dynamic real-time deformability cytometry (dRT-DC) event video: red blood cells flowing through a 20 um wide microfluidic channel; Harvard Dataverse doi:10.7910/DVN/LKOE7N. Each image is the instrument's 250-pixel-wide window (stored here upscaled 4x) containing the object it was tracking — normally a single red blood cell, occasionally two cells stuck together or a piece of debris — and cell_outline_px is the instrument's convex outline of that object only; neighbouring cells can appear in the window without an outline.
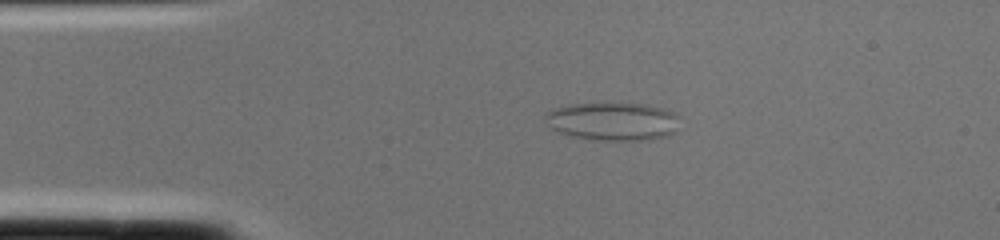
{"species": "common noctule bat (a hibernating species)", "species_latin": "Nyctalus noctula", "temperature_condition": "cold", "stored_images_in_passage": 1, "camera_frame_rate_fps": 3000, "um_per_image_px": 0.085, "animal": {"sex": "female", "body_mass_g": 22.0, "forearm_length_mm": 56.7}, "frame": {"image": 1, "passage_image": 1, "time_ms": 0.0, "image_size_px": [1000, 240], "cell_outline_px": [[676, 132], [668, 136], [648, 140], [604, 140], [568, 136], [556, 132], [548, 128], [544, 116], [552, 108], [572, 104], [648, 104], [664, 108], [676, 112]], "centroid_in_image_um": [52.06, 10.33], "position_along_channel_um": 32.9, "area_um2": 30.06}}